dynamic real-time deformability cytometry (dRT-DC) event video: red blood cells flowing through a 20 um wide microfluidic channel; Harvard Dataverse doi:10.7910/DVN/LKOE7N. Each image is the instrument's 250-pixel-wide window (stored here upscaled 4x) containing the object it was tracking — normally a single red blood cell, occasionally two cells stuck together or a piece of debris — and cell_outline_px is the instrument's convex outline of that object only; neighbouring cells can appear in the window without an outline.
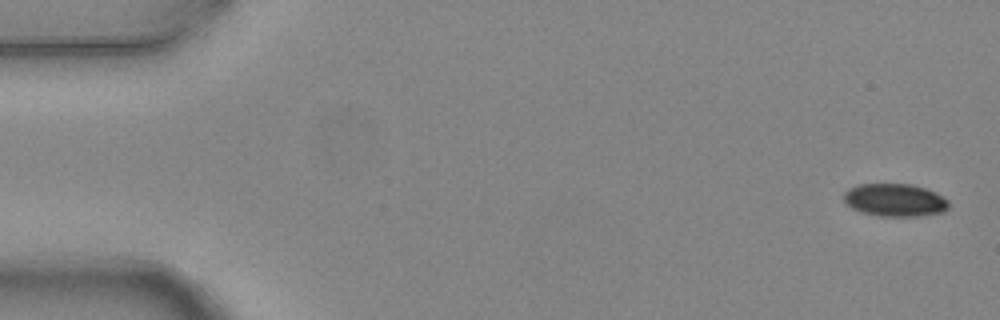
{"species": "common noctule bat (a hibernating species)", "species_latin": "Nyctalus noctula", "temperature_condition": "warm", "stored_images_in_passage": 4, "camera_frame_rate_fps": 3000, "um_per_image_px": 0.085, "animal": {"sex": "female", "body_mass_g": 24.6, "forearm_length_mm": 56.2}, "frame": {"image": 1, "passage_image": 1, "time_ms": 0.0, "image_size_px": [1000, 320], "cell_outline_px": [[948, 208], [944, 212], [920, 216], [880, 216], [860, 212], [844, 204], [844, 192], [848, 188], [856, 184], [912, 184], [936, 192], [948, 200]], "centroid_in_image_um": [76.04, 17.0], "position_along_channel_um": 9.0, "area_um2": 20.29}}
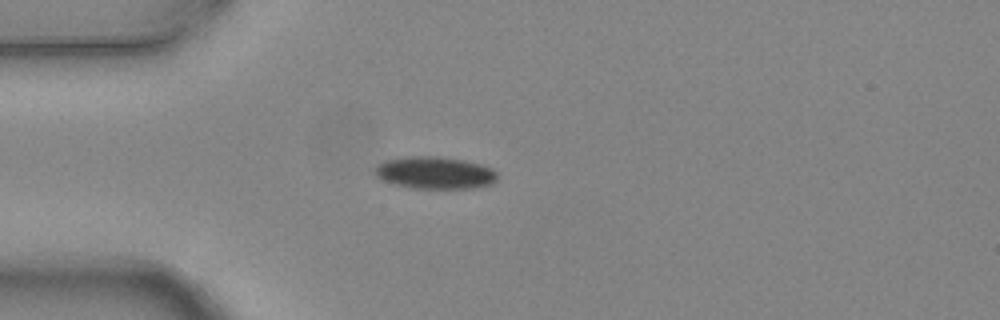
{"frame": {"image": 2, "passage_image": 4, "time_ms": 1.0, "image_size_px": [1000, 320], "cell_outline_px": [[496, 180], [492, 184], [476, 188], [412, 188], [396, 184], [384, 180], [376, 176], [376, 164], [384, 160], [404, 156], [436, 156], [464, 160], [480, 164], [492, 168], [496, 172]], "centroid_in_image_um": [36.97, 14.67], "position_along_channel_um": 48.0, "area_um2": 23.0}}